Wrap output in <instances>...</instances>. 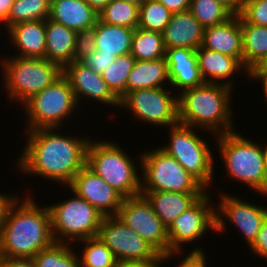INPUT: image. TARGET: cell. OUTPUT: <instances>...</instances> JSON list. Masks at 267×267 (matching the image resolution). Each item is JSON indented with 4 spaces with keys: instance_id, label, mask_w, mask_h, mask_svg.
Here are the masks:
<instances>
[{
    "instance_id": "6da1fadb",
    "label": "cell",
    "mask_w": 267,
    "mask_h": 267,
    "mask_svg": "<svg viewBox=\"0 0 267 267\" xmlns=\"http://www.w3.org/2000/svg\"><path fill=\"white\" fill-rule=\"evenodd\" d=\"M56 129V130H55ZM62 128H40L25 131L26 146L17 157V171L52 180L67 187L86 165L90 137L60 134ZM57 132V133H56Z\"/></svg>"
},
{
    "instance_id": "7a4b0ae2",
    "label": "cell",
    "mask_w": 267,
    "mask_h": 267,
    "mask_svg": "<svg viewBox=\"0 0 267 267\" xmlns=\"http://www.w3.org/2000/svg\"><path fill=\"white\" fill-rule=\"evenodd\" d=\"M35 201L30 195L23 200L17 196L9 207L0 226V257L33 258L55 242L49 209Z\"/></svg>"
},
{
    "instance_id": "3957f363",
    "label": "cell",
    "mask_w": 267,
    "mask_h": 267,
    "mask_svg": "<svg viewBox=\"0 0 267 267\" xmlns=\"http://www.w3.org/2000/svg\"><path fill=\"white\" fill-rule=\"evenodd\" d=\"M234 89L222 84L205 82L178 92L180 124L211 132L214 137L235 131L231 101Z\"/></svg>"
},
{
    "instance_id": "277c9868",
    "label": "cell",
    "mask_w": 267,
    "mask_h": 267,
    "mask_svg": "<svg viewBox=\"0 0 267 267\" xmlns=\"http://www.w3.org/2000/svg\"><path fill=\"white\" fill-rule=\"evenodd\" d=\"M217 149L230 179H235L255 192H261L267 182V168L263 147L237 131L215 137ZM246 184V185H245Z\"/></svg>"
},
{
    "instance_id": "5b68a950",
    "label": "cell",
    "mask_w": 267,
    "mask_h": 267,
    "mask_svg": "<svg viewBox=\"0 0 267 267\" xmlns=\"http://www.w3.org/2000/svg\"><path fill=\"white\" fill-rule=\"evenodd\" d=\"M95 139L91 138L87 144L86 165L124 198L140 195V172L124 148L112 140Z\"/></svg>"
},
{
    "instance_id": "8992f818",
    "label": "cell",
    "mask_w": 267,
    "mask_h": 267,
    "mask_svg": "<svg viewBox=\"0 0 267 267\" xmlns=\"http://www.w3.org/2000/svg\"><path fill=\"white\" fill-rule=\"evenodd\" d=\"M0 60L2 86L9 96L7 99L21 106L63 74L60 65L45 58L6 56Z\"/></svg>"
},
{
    "instance_id": "52a82bcc",
    "label": "cell",
    "mask_w": 267,
    "mask_h": 267,
    "mask_svg": "<svg viewBox=\"0 0 267 267\" xmlns=\"http://www.w3.org/2000/svg\"><path fill=\"white\" fill-rule=\"evenodd\" d=\"M22 106L26 114L24 117L28 118L26 131L62 128L65 120L70 121L69 117L79 108L69 81L63 74L51 85L34 94Z\"/></svg>"
},
{
    "instance_id": "ba28073f",
    "label": "cell",
    "mask_w": 267,
    "mask_h": 267,
    "mask_svg": "<svg viewBox=\"0 0 267 267\" xmlns=\"http://www.w3.org/2000/svg\"><path fill=\"white\" fill-rule=\"evenodd\" d=\"M169 128L168 145L164 144L160 148L174 157L208 191L216 176L215 156L206 139L197 135L196 128L191 126L177 123Z\"/></svg>"
},
{
    "instance_id": "9c48e42d",
    "label": "cell",
    "mask_w": 267,
    "mask_h": 267,
    "mask_svg": "<svg viewBox=\"0 0 267 267\" xmlns=\"http://www.w3.org/2000/svg\"><path fill=\"white\" fill-rule=\"evenodd\" d=\"M67 200L47 204L55 242L74 244L82 239L97 237L104 215L87 200L73 193Z\"/></svg>"
},
{
    "instance_id": "30bf717a",
    "label": "cell",
    "mask_w": 267,
    "mask_h": 267,
    "mask_svg": "<svg viewBox=\"0 0 267 267\" xmlns=\"http://www.w3.org/2000/svg\"><path fill=\"white\" fill-rule=\"evenodd\" d=\"M151 151V152H150ZM141 191L205 193L207 190L160 147L139 156Z\"/></svg>"
},
{
    "instance_id": "8fae6325",
    "label": "cell",
    "mask_w": 267,
    "mask_h": 267,
    "mask_svg": "<svg viewBox=\"0 0 267 267\" xmlns=\"http://www.w3.org/2000/svg\"><path fill=\"white\" fill-rule=\"evenodd\" d=\"M166 87L139 89L129 92L121 101L120 108L131 112L141 123L169 128L179 123L178 95ZM171 92V93H169Z\"/></svg>"
},
{
    "instance_id": "7c38bea8",
    "label": "cell",
    "mask_w": 267,
    "mask_h": 267,
    "mask_svg": "<svg viewBox=\"0 0 267 267\" xmlns=\"http://www.w3.org/2000/svg\"><path fill=\"white\" fill-rule=\"evenodd\" d=\"M209 193L206 191L167 228L169 252H184L185 244H192L204 238L206 232H209L208 229L215 232V203Z\"/></svg>"
},
{
    "instance_id": "4fadbf2b",
    "label": "cell",
    "mask_w": 267,
    "mask_h": 267,
    "mask_svg": "<svg viewBox=\"0 0 267 267\" xmlns=\"http://www.w3.org/2000/svg\"><path fill=\"white\" fill-rule=\"evenodd\" d=\"M97 237L111 249L119 264L150 261L160 254L117 215L103 217Z\"/></svg>"
},
{
    "instance_id": "5bb4252c",
    "label": "cell",
    "mask_w": 267,
    "mask_h": 267,
    "mask_svg": "<svg viewBox=\"0 0 267 267\" xmlns=\"http://www.w3.org/2000/svg\"><path fill=\"white\" fill-rule=\"evenodd\" d=\"M220 200L215 205L216 229L215 232L225 233L227 220L229 224H233L239 229L248 246L256 239L262 224L267 218V206L256 205L252 201L241 200V196L237 197L229 193L219 194ZM251 202V203H250Z\"/></svg>"
},
{
    "instance_id": "9a60e30c",
    "label": "cell",
    "mask_w": 267,
    "mask_h": 267,
    "mask_svg": "<svg viewBox=\"0 0 267 267\" xmlns=\"http://www.w3.org/2000/svg\"><path fill=\"white\" fill-rule=\"evenodd\" d=\"M117 216L160 254L169 253L167 227L161 222L143 194L123 198Z\"/></svg>"
},
{
    "instance_id": "2e32d148",
    "label": "cell",
    "mask_w": 267,
    "mask_h": 267,
    "mask_svg": "<svg viewBox=\"0 0 267 267\" xmlns=\"http://www.w3.org/2000/svg\"><path fill=\"white\" fill-rule=\"evenodd\" d=\"M67 188L87 200L104 216L117 215L124 198L87 165L74 176Z\"/></svg>"
},
{
    "instance_id": "e0dca14e",
    "label": "cell",
    "mask_w": 267,
    "mask_h": 267,
    "mask_svg": "<svg viewBox=\"0 0 267 267\" xmlns=\"http://www.w3.org/2000/svg\"><path fill=\"white\" fill-rule=\"evenodd\" d=\"M63 75L69 81L78 106L86 99L103 105L120 107V100L112 93L101 74L87 67L81 61H73L63 67ZM80 103V104H79Z\"/></svg>"
},
{
    "instance_id": "ac0fdd59",
    "label": "cell",
    "mask_w": 267,
    "mask_h": 267,
    "mask_svg": "<svg viewBox=\"0 0 267 267\" xmlns=\"http://www.w3.org/2000/svg\"><path fill=\"white\" fill-rule=\"evenodd\" d=\"M165 49L168 77L173 91L182 92L205 83L197 62L196 50L181 47Z\"/></svg>"
},
{
    "instance_id": "d6986e66",
    "label": "cell",
    "mask_w": 267,
    "mask_h": 267,
    "mask_svg": "<svg viewBox=\"0 0 267 267\" xmlns=\"http://www.w3.org/2000/svg\"><path fill=\"white\" fill-rule=\"evenodd\" d=\"M243 40L239 15L204 28L202 47L236 58L243 65Z\"/></svg>"
},
{
    "instance_id": "ffe728a7",
    "label": "cell",
    "mask_w": 267,
    "mask_h": 267,
    "mask_svg": "<svg viewBox=\"0 0 267 267\" xmlns=\"http://www.w3.org/2000/svg\"><path fill=\"white\" fill-rule=\"evenodd\" d=\"M203 34L204 27L189 10L172 13L162 32L165 48L181 47L194 50L202 45Z\"/></svg>"
},
{
    "instance_id": "44dd1931",
    "label": "cell",
    "mask_w": 267,
    "mask_h": 267,
    "mask_svg": "<svg viewBox=\"0 0 267 267\" xmlns=\"http://www.w3.org/2000/svg\"><path fill=\"white\" fill-rule=\"evenodd\" d=\"M197 62L201 75L205 82L222 84L233 89L235 79H231L243 70L248 77V72L244 71V66L234 57L212 51L200 46L196 49ZM234 83V84H233Z\"/></svg>"
},
{
    "instance_id": "7402d4cb",
    "label": "cell",
    "mask_w": 267,
    "mask_h": 267,
    "mask_svg": "<svg viewBox=\"0 0 267 267\" xmlns=\"http://www.w3.org/2000/svg\"><path fill=\"white\" fill-rule=\"evenodd\" d=\"M18 51L14 56L23 58H45L46 28L45 20L20 22L7 30Z\"/></svg>"
},
{
    "instance_id": "603a6c76",
    "label": "cell",
    "mask_w": 267,
    "mask_h": 267,
    "mask_svg": "<svg viewBox=\"0 0 267 267\" xmlns=\"http://www.w3.org/2000/svg\"><path fill=\"white\" fill-rule=\"evenodd\" d=\"M76 32L96 25L98 12L84 0H53L49 18Z\"/></svg>"
},
{
    "instance_id": "cb8c5ba5",
    "label": "cell",
    "mask_w": 267,
    "mask_h": 267,
    "mask_svg": "<svg viewBox=\"0 0 267 267\" xmlns=\"http://www.w3.org/2000/svg\"><path fill=\"white\" fill-rule=\"evenodd\" d=\"M45 59L57 63L62 68L74 61L77 32L61 23L45 20Z\"/></svg>"
},
{
    "instance_id": "d4e9b609",
    "label": "cell",
    "mask_w": 267,
    "mask_h": 267,
    "mask_svg": "<svg viewBox=\"0 0 267 267\" xmlns=\"http://www.w3.org/2000/svg\"><path fill=\"white\" fill-rule=\"evenodd\" d=\"M153 210L168 228L177 216L191 207L204 193H178L172 191H141Z\"/></svg>"
},
{
    "instance_id": "484cf974",
    "label": "cell",
    "mask_w": 267,
    "mask_h": 267,
    "mask_svg": "<svg viewBox=\"0 0 267 267\" xmlns=\"http://www.w3.org/2000/svg\"><path fill=\"white\" fill-rule=\"evenodd\" d=\"M170 85L166 58L136 60L127 79V94L134 90L161 88Z\"/></svg>"
},
{
    "instance_id": "4316f807",
    "label": "cell",
    "mask_w": 267,
    "mask_h": 267,
    "mask_svg": "<svg viewBox=\"0 0 267 267\" xmlns=\"http://www.w3.org/2000/svg\"><path fill=\"white\" fill-rule=\"evenodd\" d=\"M243 40V66L248 73L267 58V26L247 23L240 15Z\"/></svg>"
},
{
    "instance_id": "83f0119b",
    "label": "cell",
    "mask_w": 267,
    "mask_h": 267,
    "mask_svg": "<svg viewBox=\"0 0 267 267\" xmlns=\"http://www.w3.org/2000/svg\"><path fill=\"white\" fill-rule=\"evenodd\" d=\"M135 29L110 25L97 20L95 25L96 50L101 54H114L116 57L130 53Z\"/></svg>"
},
{
    "instance_id": "f1b7e54d",
    "label": "cell",
    "mask_w": 267,
    "mask_h": 267,
    "mask_svg": "<svg viewBox=\"0 0 267 267\" xmlns=\"http://www.w3.org/2000/svg\"><path fill=\"white\" fill-rule=\"evenodd\" d=\"M165 52L161 32L135 28L130 53L136 60H157L165 57Z\"/></svg>"
},
{
    "instance_id": "f546056e",
    "label": "cell",
    "mask_w": 267,
    "mask_h": 267,
    "mask_svg": "<svg viewBox=\"0 0 267 267\" xmlns=\"http://www.w3.org/2000/svg\"><path fill=\"white\" fill-rule=\"evenodd\" d=\"M70 243L54 242L39 251L32 259L37 267H81L78 253ZM74 251V252H73Z\"/></svg>"
},
{
    "instance_id": "4dcf8cb0",
    "label": "cell",
    "mask_w": 267,
    "mask_h": 267,
    "mask_svg": "<svg viewBox=\"0 0 267 267\" xmlns=\"http://www.w3.org/2000/svg\"><path fill=\"white\" fill-rule=\"evenodd\" d=\"M136 59L131 54L118 56L112 65L101 74L112 93L121 101L127 95V79Z\"/></svg>"
},
{
    "instance_id": "1f68e13d",
    "label": "cell",
    "mask_w": 267,
    "mask_h": 267,
    "mask_svg": "<svg viewBox=\"0 0 267 267\" xmlns=\"http://www.w3.org/2000/svg\"><path fill=\"white\" fill-rule=\"evenodd\" d=\"M98 20L135 29L139 22V7L125 0H111L98 12Z\"/></svg>"
},
{
    "instance_id": "d6a6232c",
    "label": "cell",
    "mask_w": 267,
    "mask_h": 267,
    "mask_svg": "<svg viewBox=\"0 0 267 267\" xmlns=\"http://www.w3.org/2000/svg\"><path fill=\"white\" fill-rule=\"evenodd\" d=\"M50 3L46 0H14L8 19L3 23L5 30L20 22L46 20L49 18Z\"/></svg>"
},
{
    "instance_id": "836d02e7",
    "label": "cell",
    "mask_w": 267,
    "mask_h": 267,
    "mask_svg": "<svg viewBox=\"0 0 267 267\" xmlns=\"http://www.w3.org/2000/svg\"><path fill=\"white\" fill-rule=\"evenodd\" d=\"M83 243V254L79 255L81 267H118L111 249L106 246L98 237L82 239L75 243ZM85 245V247H84Z\"/></svg>"
},
{
    "instance_id": "e575fe53",
    "label": "cell",
    "mask_w": 267,
    "mask_h": 267,
    "mask_svg": "<svg viewBox=\"0 0 267 267\" xmlns=\"http://www.w3.org/2000/svg\"><path fill=\"white\" fill-rule=\"evenodd\" d=\"M189 11L204 28L224 23L233 16L216 0H191Z\"/></svg>"
},
{
    "instance_id": "d590c367",
    "label": "cell",
    "mask_w": 267,
    "mask_h": 267,
    "mask_svg": "<svg viewBox=\"0 0 267 267\" xmlns=\"http://www.w3.org/2000/svg\"><path fill=\"white\" fill-rule=\"evenodd\" d=\"M172 12L157 0H146L139 7L137 28L147 31L163 32L169 23Z\"/></svg>"
},
{
    "instance_id": "8d00e7d4",
    "label": "cell",
    "mask_w": 267,
    "mask_h": 267,
    "mask_svg": "<svg viewBox=\"0 0 267 267\" xmlns=\"http://www.w3.org/2000/svg\"><path fill=\"white\" fill-rule=\"evenodd\" d=\"M240 16L247 23L267 26V0H243Z\"/></svg>"
},
{
    "instance_id": "74e56055",
    "label": "cell",
    "mask_w": 267,
    "mask_h": 267,
    "mask_svg": "<svg viewBox=\"0 0 267 267\" xmlns=\"http://www.w3.org/2000/svg\"><path fill=\"white\" fill-rule=\"evenodd\" d=\"M95 39V26L77 32L74 54L75 61H81L83 58L96 50Z\"/></svg>"
},
{
    "instance_id": "f35d334b",
    "label": "cell",
    "mask_w": 267,
    "mask_h": 267,
    "mask_svg": "<svg viewBox=\"0 0 267 267\" xmlns=\"http://www.w3.org/2000/svg\"><path fill=\"white\" fill-rule=\"evenodd\" d=\"M115 58L116 56L114 54H101V51L94 50L83 58L81 62L95 72L102 74L112 65Z\"/></svg>"
},
{
    "instance_id": "ab89813d",
    "label": "cell",
    "mask_w": 267,
    "mask_h": 267,
    "mask_svg": "<svg viewBox=\"0 0 267 267\" xmlns=\"http://www.w3.org/2000/svg\"><path fill=\"white\" fill-rule=\"evenodd\" d=\"M190 252L184 253L181 262H177V267H207L206 251L199 247H193Z\"/></svg>"
},
{
    "instance_id": "60d3db41",
    "label": "cell",
    "mask_w": 267,
    "mask_h": 267,
    "mask_svg": "<svg viewBox=\"0 0 267 267\" xmlns=\"http://www.w3.org/2000/svg\"><path fill=\"white\" fill-rule=\"evenodd\" d=\"M249 247L251 253L267 261V218L262 224L255 241Z\"/></svg>"
},
{
    "instance_id": "b9f144b4",
    "label": "cell",
    "mask_w": 267,
    "mask_h": 267,
    "mask_svg": "<svg viewBox=\"0 0 267 267\" xmlns=\"http://www.w3.org/2000/svg\"><path fill=\"white\" fill-rule=\"evenodd\" d=\"M184 252H169L167 254H159L156 258L145 262H128L119 264L118 267H161L163 263L167 262L169 259L177 257L179 254ZM177 254V255H176ZM174 256V257H173Z\"/></svg>"
},
{
    "instance_id": "7bdbcfd3",
    "label": "cell",
    "mask_w": 267,
    "mask_h": 267,
    "mask_svg": "<svg viewBox=\"0 0 267 267\" xmlns=\"http://www.w3.org/2000/svg\"><path fill=\"white\" fill-rule=\"evenodd\" d=\"M0 267H37L32 258L0 257Z\"/></svg>"
},
{
    "instance_id": "ee69618b",
    "label": "cell",
    "mask_w": 267,
    "mask_h": 267,
    "mask_svg": "<svg viewBox=\"0 0 267 267\" xmlns=\"http://www.w3.org/2000/svg\"><path fill=\"white\" fill-rule=\"evenodd\" d=\"M161 2L172 13L184 12L189 10L191 0H157Z\"/></svg>"
},
{
    "instance_id": "f6af8a7d",
    "label": "cell",
    "mask_w": 267,
    "mask_h": 267,
    "mask_svg": "<svg viewBox=\"0 0 267 267\" xmlns=\"http://www.w3.org/2000/svg\"><path fill=\"white\" fill-rule=\"evenodd\" d=\"M17 194L8 193H1L0 192V226L4 222L7 211L11 204L17 199Z\"/></svg>"
},
{
    "instance_id": "bcb514c9",
    "label": "cell",
    "mask_w": 267,
    "mask_h": 267,
    "mask_svg": "<svg viewBox=\"0 0 267 267\" xmlns=\"http://www.w3.org/2000/svg\"><path fill=\"white\" fill-rule=\"evenodd\" d=\"M226 7L233 15H240L243 0H216Z\"/></svg>"
},
{
    "instance_id": "7dc6e473",
    "label": "cell",
    "mask_w": 267,
    "mask_h": 267,
    "mask_svg": "<svg viewBox=\"0 0 267 267\" xmlns=\"http://www.w3.org/2000/svg\"><path fill=\"white\" fill-rule=\"evenodd\" d=\"M14 0H0V23L1 25L8 19L10 9Z\"/></svg>"
},
{
    "instance_id": "c3c4849f",
    "label": "cell",
    "mask_w": 267,
    "mask_h": 267,
    "mask_svg": "<svg viewBox=\"0 0 267 267\" xmlns=\"http://www.w3.org/2000/svg\"><path fill=\"white\" fill-rule=\"evenodd\" d=\"M96 12H100L111 0H84Z\"/></svg>"
},
{
    "instance_id": "681fc988",
    "label": "cell",
    "mask_w": 267,
    "mask_h": 267,
    "mask_svg": "<svg viewBox=\"0 0 267 267\" xmlns=\"http://www.w3.org/2000/svg\"><path fill=\"white\" fill-rule=\"evenodd\" d=\"M251 78L252 80L257 79V81H261L260 83L262 84V88H263V93H264V98L266 100V104H267V75H248V78Z\"/></svg>"
},
{
    "instance_id": "f907efd6",
    "label": "cell",
    "mask_w": 267,
    "mask_h": 267,
    "mask_svg": "<svg viewBox=\"0 0 267 267\" xmlns=\"http://www.w3.org/2000/svg\"><path fill=\"white\" fill-rule=\"evenodd\" d=\"M248 75H267V58L262 62L259 67L251 70Z\"/></svg>"
},
{
    "instance_id": "816d5d0a",
    "label": "cell",
    "mask_w": 267,
    "mask_h": 267,
    "mask_svg": "<svg viewBox=\"0 0 267 267\" xmlns=\"http://www.w3.org/2000/svg\"><path fill=\"white\" fill-rule=\"evenodd\" d=\"M125 1L135 4L138 7H140L146 0H125Z\"/></svg>"
},
{
    "instance_id": "f5cc1de1",
    "label": "cell",
    "mask_w": 267,
    "mask_h": 267,
    "mask_svg": "<svg viewBox=\"0 0 267 267\" xmlns=\"http://www.w3.org/2000/svg\"><path fill=\"white\" fill-rule=\"evenodd\" d=\"M262 147H263V153H264V160H265L266 168H267V145H264Z\"/></svg>"
},
{
    "instance_id": "db71d44e",
    "label": "cell",
    "mask_w": 267,
    "mask_h": 267,
    "mask_svg": "<svg viewBox=\"0 0 267 267\" xmlns=\"http://www.w3.org/2000/svg\"><path fill=\"white\" fill-rule=\"evenodd\" d=\"M261 195L267 198V182H266L265 188L261 192Z\"/></svg>"
}]
</instances>
